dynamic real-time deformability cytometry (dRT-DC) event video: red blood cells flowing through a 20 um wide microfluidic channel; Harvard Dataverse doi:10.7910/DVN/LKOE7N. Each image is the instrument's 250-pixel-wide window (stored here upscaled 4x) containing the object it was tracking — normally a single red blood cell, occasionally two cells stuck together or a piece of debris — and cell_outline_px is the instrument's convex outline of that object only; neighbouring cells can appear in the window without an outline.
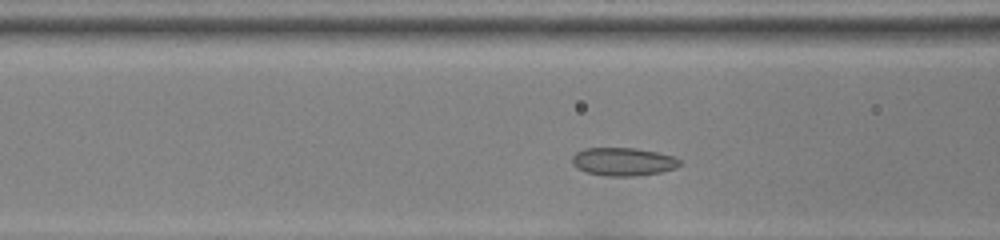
{"species": "common noctule bat (a hibernating species)", "species_latin": "Nyctalus noctula", "temperature_condition": "room temperature", "stored_images_in_passage": 31, "camera_frame_rate_fps": 3000, "um_per_image_px": 0.085, "animal": {"sex": "female", "body_mass_g": 22.0, "forearm_length_mm": 56.7}, "frame": {"image": 1, "passage_image": 7, "time_ms": 2.0, "image_size_px": [1000, 240], "cell_outline_px": [[680, 164], [676, 168], [660, 172], [636, 176], [608, 176], [584, 172], [576, 168], [572, 164], [572, 156], [576, 152], [584, 148], [636, 148], [656, 152], [672, 156], [680, 160]], "centroid_in_image_um": [52.93, 13.74], "position_along_channel_um": 113.7, "area_um2": 17.69}}
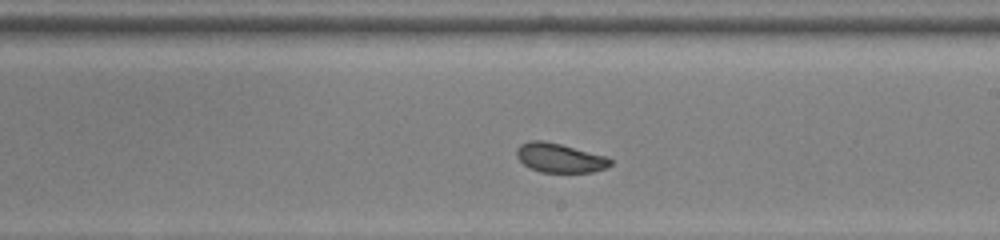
{"frame": {"image": 2, "passage_image": 17, "time_ms": 5.333, "image_size_px": [1000, 240], "cell_outline_px": [[612, 164], [608, 168], [592, 172], [540, 172], [528, 168], [516, 156], [516, 148], [520, 144], [528, 140], [544, 140], [608, 156], [612, 160]], "centroid_in_image_um": [47.58, 13.42], "position_along_channel_um": 241.4, "area_um2": 16.24}}
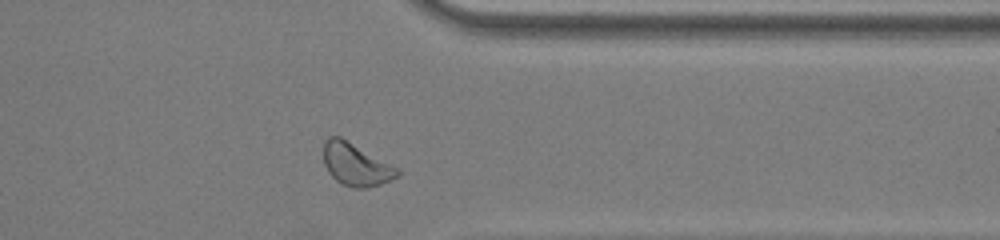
{"frame": {"image": 3, "passage_image": 28, "time_ms": 9.0, "image_size_px": [1000, 240], "cell_outline_px": [[400, 176], [380, 184], [368, 188], [356, 188], [340, 184], [328, 172], [324, 164], [324, 140], [328, 136], [340, 136], [400, 168]], "centroid_in_image_um": [30.27, 13.98], "position_along_channel_um": 381.1, "area_um2": 18.55}, "authors_computed_cell_mechanics": {"area_um2": 16.762, "velocity_mm_per_s": 3.841, "shape_relaxation_time_tau1_ms": 9.2979, "shape_relaxation_time_tau2_ms": 2.149, "deformation_change_tau1": 0.1064, "deformation_change_tau2": 0.0506}}